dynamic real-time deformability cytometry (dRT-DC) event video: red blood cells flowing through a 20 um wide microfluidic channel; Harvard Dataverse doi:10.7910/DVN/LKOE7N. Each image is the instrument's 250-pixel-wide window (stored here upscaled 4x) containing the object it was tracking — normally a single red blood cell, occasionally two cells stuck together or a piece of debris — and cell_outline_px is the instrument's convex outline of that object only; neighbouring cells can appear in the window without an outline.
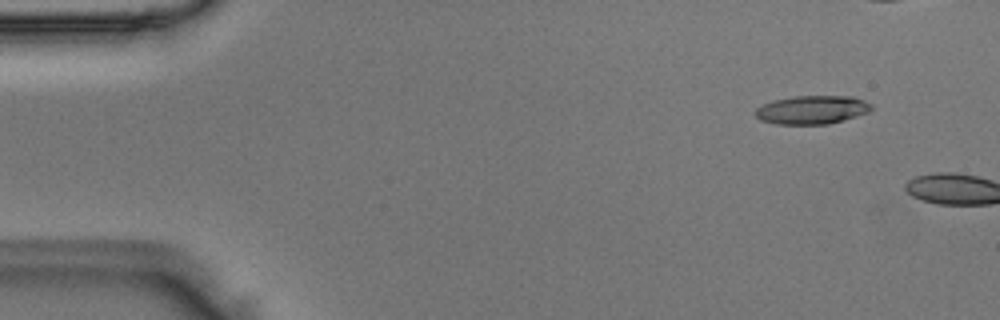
{"species": "Egyptian fruit bat (a non-hibernating species)", "species_latin": "Rousettus aegyptiacus", "temperature_condition": "room temperature", "stored_images_in_passage": 7, "camera_frame_rate_fps": 3000, "um_per_image_px": 0.085, "animal": {"sex": "male"}, "frame": {"image": 1, "passage_image": 5, "time_ms": 1.333, "image_size_px": [1000, 320], "cell_outline_px": [[872, 108], [868, 112], [856, 116], [828, 124], [776, 124], [760, 120], [756, 116], [756, 108], [772, 100], [792, 96], [852, 96], [864, 100], [872, 104]], "centroid_in_image_um": [69.02, 9.32], "position_along_channel_um": 16.0, "area_um2": 19.25}}